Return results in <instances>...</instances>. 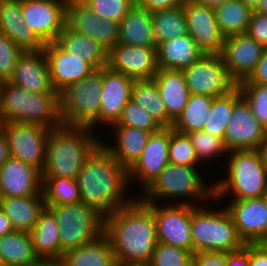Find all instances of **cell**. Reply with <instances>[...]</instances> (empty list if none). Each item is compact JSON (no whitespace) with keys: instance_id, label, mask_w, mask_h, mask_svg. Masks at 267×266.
<instances>
[{"instance_id":"cell-55","label":"cell","mask_w":267,"mask_h":266,"mask_svg":"<svg viewBox=\"0 0 267 266\" xmlns=\"http://www.w3.org/2000/svg\"><path fill=\"white\" fill-rule=\"evenodd\" d=\"M9 157L10 153L7 140L2 129L0 128V167L6 162Z\"/></svg>"},{"instance_id":"cell-63","label":"cell","mask_w":267,"mask_h":266,"mask_svg":"<svg viewBox=\"0 0 267 266\" xmlns=\"http://www.w3.org/2000/svg\"><path fill=\"white\" fill-rule=\"evenodd\" d=\"M267 251V242L259 243Z\"/></svg>"},{"instance_id":"cell-43","label":"cell","mask_w":267,"mask_h":266,"mask_svg":"<svg viewBox=\"0 0 267 266\" xmlns=\"http://www.w3.org/2000/svg\"><path fill=\"white\" fill-rule=\"evenodd\" d=\"M112 126H128L143 129L148 132H156L162 126L141 106L130 100L123 108L122 115L117 123Z\"/></svg>"},{"instance_id":"cell-59","label":"cell","mask_w":267,"mask_h":266,"mask_svg":"<svg viewBox=\"0 0 267 266\" xmlns=\"http://www.w3.org/2000/svg\"><path fill=\"white\" fill-rule=\"evenodd\" d=\"M255 12L267 15V0H261Z\"/></svg>"},{"instance_id":"cell-44","label":"cell","mask_w":267,"mask_h":266,"mask_svg":"<svg viewBox=\"0 0 267 266\" xmlns=\"http://www.w3.org/2000/svg\"><path fill=\"white\" fill-rule=\"evenodd\" d=\"M242 96L249 103L255 118L267 131V85L254 83H239Z\"/></svg>"},{"instance_id":"cell-22","label":"cell","mask_w":267,"mask_h":266,"mask_svg":"<svg viewBox=\"0 0 267 266\" xmlns=\"http://www.w3.org/2000/svg\"><path fill=\"white\" fill-rule=\"evenodd\" d=\"M102 84L98 126L107 128L117 123L131 100L134 80L106 66L102 68Z\"/></svg>"},{"instance_id":"cell-42","label":"cell","mask_w":267,"mask_h":266,"mask_svg":"<svg viewBox=\"0 0 267 266\" xmlns=\"http://www.w3.org/2000/svg\"><path fill=\"white\" fill-rule=\"evenodd\" d=\"M169 163L190 167H200L195 148L187 134L170 127Z\"/></svg>"},{"instance_id":"cell-8","label":"cell","mask_w":267,"mask_h":266,"mask_svg":"<svg viewBox=\"0 0 267 266\" xmlns=\"http://www.w3.org/2000/svg\"><path fill=\"white\" fill-rule=\"evenodd\" d=\"M103 89L102 68L59 93V112L63 126L97 130ZM96 128V129H95Z\"/></svg>"},{"instance_id":"cell-41","label":"cell","mask_w":267,"mask_h":266,"mask_svg":"<svg viewBox=\"0 0 267 266\" xmlns=\"http://www.w3.org/2000/svg\"><path fill=\"white\" fill-rule=\"evenodd\" d=\"M191 144L195 148L199 162L208 163L211 160L220 159V157H226L228 150L225 147L224 141L221 138L212 136L203 131H194L187 133ZM205 161V162H204Z\"/></svg>"},{"instance_id":"cell-17","label":"cell","mask_w":267,"mask_h":266,"mask_svg":"<svg viewBox=\"0 0 267 266\" xmlns=\"http://www.w3.org/2000/svg\"><path fill=\"white\" fill-rule=\"evenodd\" d=\"M107 66L134 81L152 80L158 72L156 47L118 43L108 52Z\"/></svg>"},{"instance_id":"cell-20","label":"cell","mask_w":267,"mask_h":266,"mask_svg":"<svg viewBox=\"0 0 267 266\" xmlns=\"http://www.w3.org/2000/svg\"><path fill=\"white\" fill-rule=\"evenodd\" d=\"M264 47L246 33L225 37L220 57L229 74L239 84L258 64Z\"/></svg>"},{"instance_id":"cell-11","label":"cell","mask_w":267,"mask_h":266,"mask_svg":"<svg viewBox=\"0 0 267 266\" xmlns=\"http://www.w3.org/2000/svg\"><path fill=\"white\" fill-rule=\"evenodd\" d=\"M182 72L191 94L219 97L238 87L219 54H204Z\"/></svg>"},{"instance_id":"cell-53","label":"cell","mask_w":267,"mask_h":266,"mask_svg":"<svg viewBox=\"0 0 267 266\" xmlns=\"http://www.w3.org/2000/svg\"><path fill=\"white\" fill-rule=\"evenodd\" d=\"M250 266H267V251L258 244H249Z\"/></svg>"},{"instance_id":"cell-46","label":"cell","mask_w":267,"mask_h":266,"mask_svg":"<svg viewBox=\"0 0 267 266\" xmlns=\"http://www.w3.org/2000/svg\"><path fill=\"white\" fill-rule=\"evenodd\" d=\"M192 252L180 247L157 242L149 266H182L192 257Z\"/></svg>"},{"instance_id":"cell-24","label":"cell","mask_w":267,"mask_h":266,"mask_svg":"<svg viewBox=\"0 0 267 266\" xmlns=\"http://www.w3.org/2000/svg\"><path fill=\"white\" fill-rule=\"evenodd\" d=\"M9 82L31 93H57L51 83L43 50L24 51L18 58Z\"/></svg>"},{"instance_id":"cell-45","label":"cell","mask_w":267,"mask_h":266,"mask_svg":"<svg viewBox=\"0 0 267 266\" xmlns=\"http://www.w3.org/2000/svg\"><path fill=\"white\" fill-rule=\"evenodd\" d=\"M103 20L119 23L135 4V0H82Z\"/></svg>"},{"instance_id":"cell-61","label":"cell","mask_w":267,"mask_h":266,"mask_svg":"<svg viewBox=\"0 0 267 266\" xmlns=\"http://www.w3.org/2000/svg\"><path fill=\"white\" fill-rule=\"evenodd\" d=\"M182 266H197L195 263V259L192 256L188 261H186Z\"/></svg>"},{"instance_id":"cell-48","label":"cell","mask_w":267,"mask_h":266,"mask_svg":"<svg viewBox=\"0 0 267 266\" xmlns=\"http://www.w3.org/2000/svg\"><path fill=\"white\" fill-rule=\"evenodd\" d=\"M246 34L267 47V15L253 11Z\"/></svg>"},{"instance_id":"cell-13","label":"cell","mask_w":267,"mask_h":266,"mask_svg":"<svg viewBox=\"0 0 267 266\" xmlns=\"http://www.w3.org/2000/svg\"><path fill=\"white\" fill-rule=\"evenodd\" d=\"M68 0H21L23 23L45 42H54L66 25Z\"/></svg>"},{"instance_id":"cell-34","label":"cell","mask_w":267,"mask_h":266,"mask_svg":"<svg viewBox=\"0 0 267 266\" xmlns=\"http://www.w3.org/2000/svg\"><path fill=\"white\" fill-rule=\"evenodd\" d=\"M131 100L148 111L162 127L173 126L174 121L168 116L165 103L153 79L134 81Z\"/></svg>"},{"instance_id":"cell-31","label":"cell","mask_w":267,"mask_h":266,"mask_svg":"<svg viewBox=\"0 0 267 266\" xmlns=\"http://www.w3.org/2000/svg\"><path fill=\"white\" fill-rule=\"evenodd\" d=\"M62 266H118L109 238L101 237L81 247L65 251Z\"/></svg>"},{"instance_id":"cell-25","label":"cell","mask_w":267,"mask_h":266,"mask_svg":"<svg viewBox=\"0 0 267 266\" xmlns=\"http://www.w3.org/2000/svg\"><path fill=\"white\" fill-rule=\"evenodd\" d=\"M0 32L24 51L43 50L46 43L23 23L21 0H0Z\"/></svg>"},{"instance_id":"cell-30","label":"cell","mask_w":267,"mask_h":266,"mask_svg":"<svg viewBox=\"0 0 267 266\" xmlns=\"http://www.w3.org/2000/svg\"><path fill=\"white\" fill-rule=\"evenodd\" d=\"M0 207L15 230L30 233L46 204L42 192L34 196L0 198Z\"/></svg>"},{"instance_id":"cell-50","label":"cell","mask_w":267,"mask_h":266,"mask_svg":"<svg viewBox=\"0 0 267 266\" xmlns=\"http://www.w3.org/2000/svg\"><path fill=\"white\" fill-rule=\"evenodd\" d=\"M240 83L267 85V47H264L261 58L250 76Z\"/></svg>"},{"instance_id":"cell-27","label":"cell","mask_w":267,"mask_h":266,"mask_svg":"<svg viewBox=\"0 0 267 266\" xmlns=\"http://www.w3.org/2000/svg\"><path fill=\"white\" fill-rule=\"evenodd\" d=\"M204 54L189 34L156 45L158 69L183 70Z\"/></svg>"},{"instance_id":"cell-47","label":"cell","mask_w":267,"mask_h":266,"mask_svg":"<svg viewBox=\"0 0 267 266\" xmlns=\"http://www.w3.org/2000/svg\"><path fill=\"white\" fill-rule=\"evenodd\" d=\"M24 50L17 46L6 34L0 32V82L12 77L18 58Z\"/></svg>"},{"instance_id":"cell-58","label":"cell","mask_w":267,"mask_h":266,"mask_svg":"<svg viewBox=\"0 0 267 266\" xmlns=\"http://www.w3.org/2000/svg\"><path fill=\"white\" fill-rule=\"evenodd\" d=\"M194 1L203 4L207 7L215 9L216 7L225 3L227 0H194Z\"/></svg>"},{"instance_id":"cell-3","label":"cell","mask_w":267,"mask_h":266,"mask_svg":"<svg viewBox=\"0 0 267 266\" xmlns=\"http://www.w3.org/2000/svg\"><path fill=\"white\" fill-rule=\"evenodd\" d=\"M96 134L89 128L63 125L50 129L41 177L76 179L86 158L103 139Z\"/></svg>"},{"instance_id":"cell-4","label":"cell","mask_w":267,"mask_h":266,"mask_svg":"<svg viewBox=\"0 0 267 266\" xmlns=\"http://www.w3.org/2000/svg\"><path fill=\"white\" fill-rule=\"evenodd\" d=\"M200 167H190L168 163L155 180L143 191L139 198L145 203L191 204L196 202L214 203V183H206ZM211 184V185H210ZM178 197V198H177ZM188 198V199H187ZM178 200V201H176ZM180 200V201H179ZM196 202H193L195 201ZM209 200V201H208Z\"/></svg>"},{"instance_id":"cell-26","label":"cell","mask_w":267,"mask_h":266,"mask_svg":"<svg viewBox=\"0 0 267 266\" xmlns=\"http://www.w3.org/2000/svg\"><path fill=\"white\" fill-rule=\"evenodd\" d=\"M109 128L114 132L115 142H110L109 145L105 141L101 143L128 171L141 157L151 132L128 126H110Z\"/></svg>"},{"instance_id":"cell-33","label":"cell","mask_w":267,"mask_h":266,"mask_svg":"<svg viewBox=\"0 0 267 266\" xmlns=\"http://www.w3.org/2000/svg\"><path fill=\"white\" fill-rule=\"evenodd\" d=\"M56 42L68 53L87 61L95 70L108 64V51L99 42L71 30L67 25Z\"/></svg>"},{"instance_id":"cell-6","label":"cell","mask_w":267,"mask_h":266,"mask_svg":"<svg viewBox=\"0 0 267 266\" xmlns=\"http://www.w3.org/2000/svg\"><path fill=\"white\" fill-rule=\"evenodd\" d=\"M61 126L58 93H31L9 81L0 82V122Z\"/></svg>"},{"instance_id":"cell-52","label":"cell","mask_w":267,"mask_h":266,"mask_svg":"<svg viewBox=\"0 0 267 266\" xmlns=\"http://www.w3.org/2000/svg\"><path fill=\"white\" fill-rule=\"evenodd\" d=\"M226 266H250L249 244L236 251L227 252Z\"/></svg>"},{"instance_id":"cell-29","label":"cell","mask_w":267,"mask_h":266,"mask_svg":"<svg viewBox=\"0 0 267 266\" xmlns=\"http://www.w3.org/2000/svg\"><path fill=\"white\" fill-rule=\"evenodd\" d=\"M153 80L165 103L168 116L175 121L185 108L191 94L182 70L158 69Z\"/></svg>"},{"instance_id":"cell-18","label":"cell","mask_w":267,"mask_h":266,"mask_svg":"<svg viewBox=\"0 0 267 266\" xmlns=\"http://www.w3.org/2000/svg\"><path fill=\"white\" fill-rule=\"evenodd\" d=\"M188 34L205 54H220L225 36L217 24L215 10L194 0H185Z\"/></svg>"},{"instance_id":"cell-54","label":"cell","mask_w":267,"mask_h":266,"mask_svg":"<svg viewBox=\"0 0 267 266\" xmlns=\"http://www.w3.org/2000/svg\"><path fill=\"white\" fill-rule=\"evenodd\" d=\"M11 220L6 216V213L0 207V237L14 232Z\"/></svg>"},{"instance_id":"cell-28","label":"cell","mask_w":267,"mask_h":266,"mask_svg":"<svg viewBox=\"0 0 267 266\" xmlns=\"http://www.w3.org/2000/svg\"><path fill=\"white\" fill-rule=\"evenodd\" d=\"M152 12L134 4L119 22V44L156 47Z\"/></svg>"},{"instance_id":"cell-9","label":"cell","mask_w":267,"mask_h":266,"mask_svg":"<svg viewBox=\"0 0 267 266\" xmlns=\"http://www.w3.org/2000/svg\"><path fill=\"white\" fill-rule=\"evenodd\" d=\"M48 208L57 219L62 255L104 234L105 216L85 203L51 205Z\"/></svg>"},{"instance_id":"cell-56","label":"cell","mask_w":267,"mask_h":266,"mask_svg":"<svg viewBox=\"0 0 267 266\" xmlns=\"http://www.w3.org/2000/svg\"><path fill=\"white\" fill-rule=\"evenodd\" d=\"M256 151H257V153L259 155L261 163L263 164L264 168L267 171V133H266L265 139L258 146Z\"/></svg>"},{"instance_id":"cell-12","label":"cell","mask_w":267,"mask_h":266,"mask_svg":"<svg viewBox=\"0 0 267 266\" xmlns=\"http://www.w3.org/2000/svg\"><path fill=\"white\" fill-rule=\"evenodd\" d=\"M191 204L152 203L157 240L193 253Z\"/></svg>"},{"instance_id":"cell-14","label":"cell","mask_w":267,"mask_h":266,"mask_svg":"<svg viewBox=\"0 0 267 266\" xmlns=\"http://www.w3.org/2000/svg\"><path fill=\"white\" fill-rule=\"evenodd\" d=\"M66 25L99 42L108 52L119 42V23L103 20L82 0H68Z\"/></svg>"},{"instance_id":"cell-15","label":"cell","mask_w":267,"mask_h":266,"mask_svg":"<svg viewBox=\"0 0 267 266\" xmlns=\"http://www.w3.org/2000/svg\"><path fill=\"white\" fill-rule=\"evenodd\" d=\"M169 142L170 127H162L150 134L141 157L128 170L130 187L137 182V186L139 184L142 188L139 191L143 192L155 180L169 163Z\"/></svg>"},{"instance_id":"cell-21","label":"cell","mask_w":267,"mask_h":266,"mask_svg":"<svg viewBox=\"0 0 267 266\" xmlns=\"http://www.w3.org/2000/svg\"><path fill=\"white\" fill-rule=\"evenodd\" d=\"M54 90L59 94L67 86L89 76L95 69L87 62L65 51L56 41L43 49Z\"/></svg>"},{"instance_id":"cell-38","label":"cell","mask_w":267,"mask_h":266,"mask_svg":"<svg viewBox=\"0 0 267 266\" xmlns=\"http://www.w3.org/2000/svg\"><path fill=\"white\" fill-rule=\"evenodd\" d=\"M152 21L156 45L174 37L188 34L183 5L152 12Z\"/></svg>"},{"instance_id":"cell-5","label":"cell","mask_w":267,"mask_h":266,"mask_svg":"<svg viewBox=\"0 0 267 266\" xmlns=\"http://www.w3.org/2000/svg\"><path fill=\"white\" fill-rule=\"evenodd\" d=\"M223 176L214 182V200H244L264 197L267 193V171L256 150H230ZM230 194V195H229ZM233 195V196H232ZM218 200V201H217Z\"/></svg>"},{"instance_id":"cell-37","label":"cell","mask_w":267,"mask_h":266,"mask_svg":"<svg viewBox=\"0 0 267 266\" xmlns=\"http://www.w3.org/2000/svg\"><path fill=\"white\" fill-rule=\"evenodd\" d=\"M214 10L219 29L225 37L246 33L253 11L241 0H227Z\"/></svg>"},{"instance_id":"cell-10","label":"cell","mask_w":267,"mask_h":266,"mask_svg":"<svg viewBox=\"0 0 267 266\" xmlns=\"http://www.w3.org/2000/svg\"><path fill=\"white\" fill-rule=\"evenodd\" d=\"M0 128L6 137L10 156L42 171L50 129L16 121L0 122Z\"/></svg>"},{"instance_id":"cell-51","label":"cell","mask_w":267,"mask_h":266,"mask_svg":"<svg viewBox=\"0 0 267 266\" xmlns=\"http://www.w3.org/2000/svg\"><path fill=\"white\" fill-rule=\"evenodd\" d=\"M185 0H135V4L150 12L184 5Z\"/></svg>"},{"instance_id":"cell-36","label":"cell","mask_w":267,"mask_h":266,"mask_svg":"<svg viewBox=\"0 0 267 266\" xmlns=\"http://www.w3.org/2000/svg\"><path fill=\"white\" fill-rule=\"evenodd\" d=\"M212 96L190 94L182 113L175 119L172 129L180 133L202 131L211 112Z\"/></svg>"},{"instance_id":"cell-16","label":"cell","mask_w":267,"mask_h":266,"mask_svg":"<svg viewBox=\"0 0 267 266\" xmlns=\"http://www.w3.org/2000/svg\"><path fill=\"white\" fill-rule=\"evenodd\" d=\"M226 209L232 216L238 236L244 244L267 242V200L264 197L228 200Z\"/></svg>"},{"instance_id":"cell-39","label":"cell","mask_w":267,"mask_h":266,"mask_svg":"<svg viewBox=\"0 0 267 266\" xmlns=\"http://www.w3.org/2000/svg\"><path fill=\"white\" fill-rule=\"evenodd\" d=\"M242 96L239 88L224 96L214 97L211 103V112H209L203 132L212 136L221 138L224 141L227 125L231 119L235 102Z\"/></svg>"},{"instance_id":"cell-7","label":"cell","mask_w":267,"mask_h":266,"mask_svg":"<svg viewBox=\"0 0 267 266\" xmlns=\"http://www.w3.org/2000/svg\"><path fill=\"white\" fill-rule=\"evenodd\" d=\"M205 206L202 203L200 206H191L193 253L233 252L241 249L244 242L238 236L232 216L226 207L216 210L206 203Z\"/></svg>"},{"instance_id":"cell-23","label":"cell","mask_w":267,"mask_h":266,"mask_svg":"<svg viewBox=\"0 0 267 266\" xmlns=\"http://www.w3.org/2000/svg\"><path fill=\"white\" fill-rule=\"evenodd\" d=\"M42 193L41 171L20 159L9 157L0 167V198Z\"/></svg>"},{"instance_id":"cell-64","label":"cell","mask_w":267,"mask_h":266,"mask_svg":"<svg viewBox=\"0 0 267 266\" xmlns=\"http://www.w3.org/2000/svg\"><path fill=\"white\" fill-rule=\"evenodd\" d=\"M0 266H6L1 255H0Z\"/></svg>"},{"instance_id":"cell-32","label":"cell","mask_w":267,"mask_h":266,"mask_svg":"<svg viewBox=\"0 0 267 266\" xmlns=\"http://www.w3.org/2000/svg\"><path fill=\"white\" fill-rule=\"evenodd\" d=\"M30 234L33 249L38 258L58 260L62 258L57 219L48 207L40 213Z\"/></svg>"},{"instance_id":"cell-35","label":"cell","mask_w":267,"mask_h":266,"mask_svg":"<svg viewBox=\"0 0 267 266\" xmlns=\"http://www.w3.org/2000/svg\"><path fill=\"white\" fill-rule=\"evenodd\" d=\"M0 255L6 266H29L38 259L31 234L17 230L0 237Z\"/></svg>"},{"instance_id":"cell-60","label":"cell","mask_w":267,"mask_h":266,"mask_svg":"<svg viewBox=\"0 0 267 266\" xmlns=\"http://www.w3.org/2000/svg\"><path fill=\"white\" fill-rule=\"evenodd\" d=\"M252 11H255L261 0H241Z\"/></svg>"},{"instance_id":"cell-2","label":"cell","mask_w":267,"mask_h":266,"mask_svg":"<svg viewBox=\"0 0 267 266\" xmlns=\"http://www.w3.org/2000/svg\"><path fill=\"white\" fill-rule=\"evenodd\" d=\"M76 181L81 202L96 209L105 217L135 198L127 195L130 190L128 171L102 143L86 158Z\"/></svg>"},{"instance_id":"cell-49","label":"cell","mask_w":267,"mask_h":266,"mask_svg":"<svg viewBox=\"0 0 267 266\" xmlns=\"http://www.w3.org/2000/svg\"><path fill=\"white\" fill-rule=\"evenodd\" d=\"M197 266H226L227 252L204 251L192 254Z\"/></svg>"},{"instance_id":"cell-62","label":"cell","mask_w":267,"mask_h":266,"mask_svg":"<svg viewBox=\"0 0 267 266\" xmlns=\"http://www.w3.org/2000/svg\"><path fill=\"white\" fill-rule=\"evenodd\" d=\"M118 266H149V265H140V264H118Z\"/></svg>"},{"instance_id":"cell-19","label":"cell","mask_w":267,"mask_h":266,"mask_svg":"<svg viewBox=\"0 0 267 266\" xmlns=\"http://www.w3.org/2000/svg\"><path fill=\"white\" fill-rule=\"evenodd\" d=\"M267 131L253 115L249 103L241 96L234 105L227 125L224 144L230 150H256Z\"/></svg>"},{"instance_id":"cell-1","label":"cell","mask_w":267,"mask_h":266,"mask_svg":"<svg viewBox=\"0 0 267 266\" xmlns=\"http://www.w3.org/2000/svg\"><path fill=\"white\" fill-rule=\"evenodd\" d=\"M136 196L105 217L104 234L118 264L148 265L158 242L152 203L142 201L139 194Z\"/></svg>"},{"instance_id":"cell-40","label":"cell","mask_w":267,"mask_h":266,"mask_svg":"<svg viewBox=\"0 0 267 266\" xmlns=\"http://www.w3.org/2000/svg\"><path fill=\"white\" fill-rule=\"evenodd\" d=\"M42 192L46 207L81 202L76 179L62 177L42 178Z\"/></svg>"},{"instance_id":"cell-57","label":"cell","mask_w":267,"mask_h":266,"mask_svg":"<svg viewBox=\"0 0 267 266\" xmlns=\"http://www.w3.org/2000/svg\"><path fill=\"white\" fill-rule=\"evenodd\" d=\"M29 266H62V262L61 260L58 259L38 258L36 261L32 262Z\"/></svg>"}]
</instances>
